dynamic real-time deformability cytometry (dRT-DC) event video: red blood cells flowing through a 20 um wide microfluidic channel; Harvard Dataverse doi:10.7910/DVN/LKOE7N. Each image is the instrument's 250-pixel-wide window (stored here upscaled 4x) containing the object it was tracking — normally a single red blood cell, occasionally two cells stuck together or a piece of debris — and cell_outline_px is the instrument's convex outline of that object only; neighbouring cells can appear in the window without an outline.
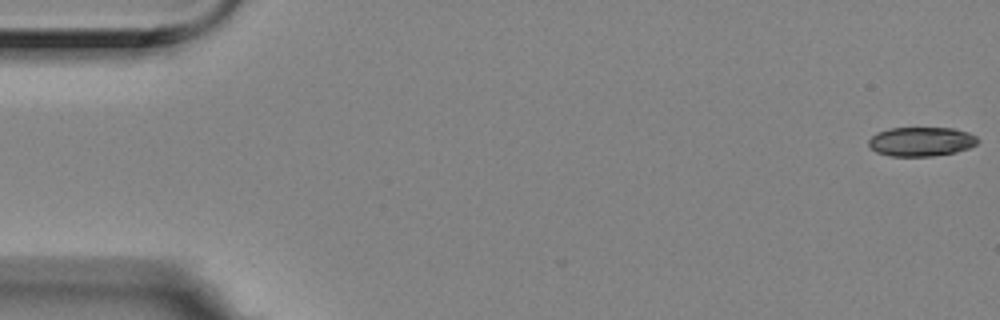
{"species": "Egyptian fruit bat (a non-hibernating species)", "species_latin": "Rousettus aegyptiacus", "temperature_condition": "room temperature", "stored_images_in_passage": 6, "camera_frame_rate_fps": 3000, "um_per_image_px": 0.085, "animal": {"sex": "female"}, "frame": {"image": 1, "passage_image": 1, "time_ms": 0.0, "image_size_px": [1000, 320], "cell_outline_px": [[980, 140], [976, 144], [968, 148], [956, 152], [932, 156], [888, 156], [876, 152], [868, 144], [868, 140], [876, 132], [888, 128], [952, 128], [968, 132], [976, 136]], "centroid_in_image_um": [78.29, 12.03], "position_along_channel_um": 6.7, "area_um2": 18.67}}
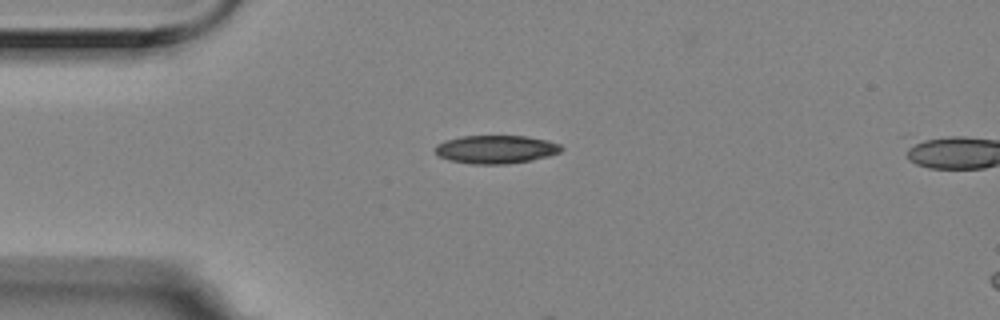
{"frame": {"image": 2, "passage_image": 4, "time_ms": 1.0, "image_size_px": [1000, 320], "cell_outline_px": [[564, 148], [560, 152], [548, 156], [532, 160], [504, 164], [472, 164], [448, 160], [440, 156], [436, 152], [436, 144], [444, 140], [460, 136], [524, 136], [548, 140], [560, 144]], "centroid_in_image_um": [42.15, 12.69], "position_along_channel_um": 42.8, "area_um2": 20.81}}